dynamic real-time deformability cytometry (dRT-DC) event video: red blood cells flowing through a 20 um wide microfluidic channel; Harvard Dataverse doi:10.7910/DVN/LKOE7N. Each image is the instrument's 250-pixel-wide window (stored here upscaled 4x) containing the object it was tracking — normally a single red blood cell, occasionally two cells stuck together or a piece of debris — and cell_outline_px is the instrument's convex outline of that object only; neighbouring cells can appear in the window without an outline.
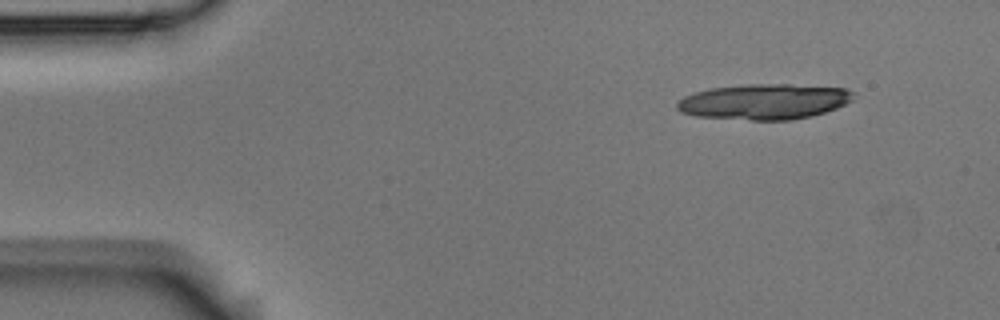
{"species": "Egyptian fruit bat (a non-hibernating species)", "species_latin": "Rousettus aegyptiacus", "temperature_condition": "room temperature", "stored_images_in_passage": 3, "camera_frame_rate_fps": 3000, "um_per_image_px": 0.085, "animal": {"sex": "male"}, "frame": {"image": 1, "passage_image": 1, "time_ms": 0.0, "image_size_px": [1000, 320], "cell_outline_px": [[852, 100], [836, 108], [812, 116], [788, 120], [752, 120], [696, 116], [680, 112], [676, 108], [676, 104], [684, 96], [708, 88], [748, 84], [788, 84], [844, 88], [852, 92]], "centroid_in_image_um": [64.92, 8.64], "position_along_channel_um": 20.1, "area_um2": 36.36}}